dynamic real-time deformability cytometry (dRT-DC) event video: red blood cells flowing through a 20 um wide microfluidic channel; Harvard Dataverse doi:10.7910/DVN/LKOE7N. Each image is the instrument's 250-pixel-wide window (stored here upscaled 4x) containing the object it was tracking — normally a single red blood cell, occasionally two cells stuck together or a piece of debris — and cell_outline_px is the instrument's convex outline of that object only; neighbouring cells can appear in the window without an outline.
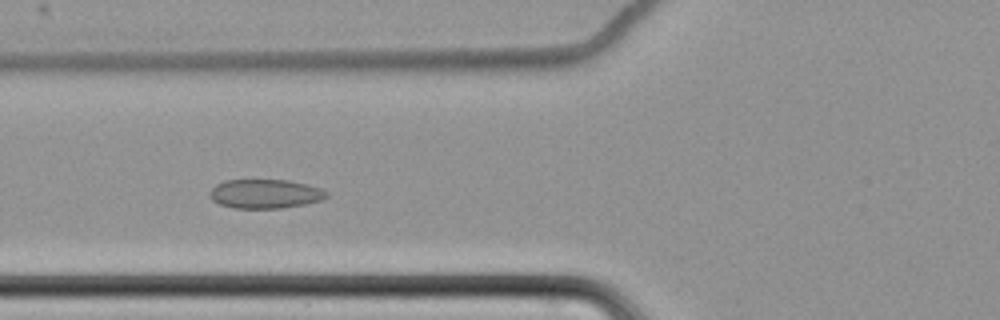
{"species": "common noctule bat (a hibernating species)", "species_latin": "Nyctalus noctula", "temperature_condition": "cold", "stored_images_in_passage": 59, "camera_frame_rate_fps": 3000, "um_per_image_px": 0.085, "animal": {"sex": "female", "body_mass_g": 22.7, "forearm_length_mm": 54.2}, "frame": {"image": 1, "passage_image": 23, "time_ms": 7.333, "image_size_px": [1000, 320], "cell_outline_px": [[328, 196], [320, 200], [304, 204], [280, 208], [232, 208], [220, 204], [212, 200], [208, 196], [208, 192], [216, 184], [224, 180], [288, 180], [308, 184], [320, 188], [328, 192]], "centroid_in_image_um": [22.5, 16.47], "position_along_channel_um": 103.3, "area_um2": 19.88}}
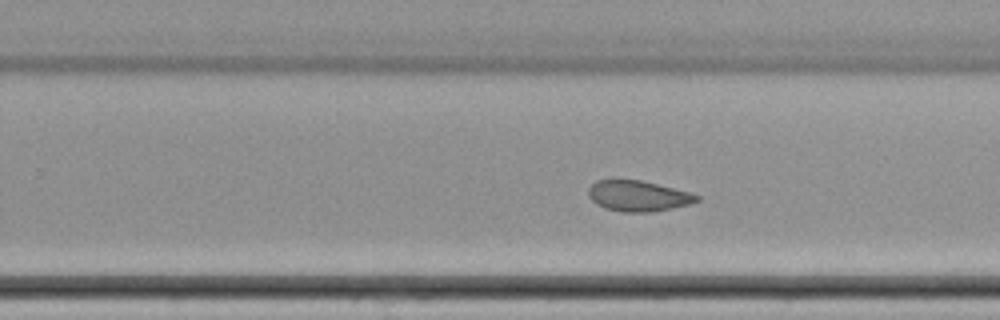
{"frame": {"image": 2, "passage_image": 38, "time_ms": 12.333, "image_size_px": [1000, 320], "cell_outline_px": [[700, 200], [688, 204], [672, 208], [652, 212], [620, 212], [604, 208], [596, 204], [588, 196], [588, 188], [596, 180], [640, 180], [688, 192], [700, 196]], "centroid_in_image_um": [54.2, 16.67], "position_along_channel_um": 275.6, "area_um2": 19.25}}
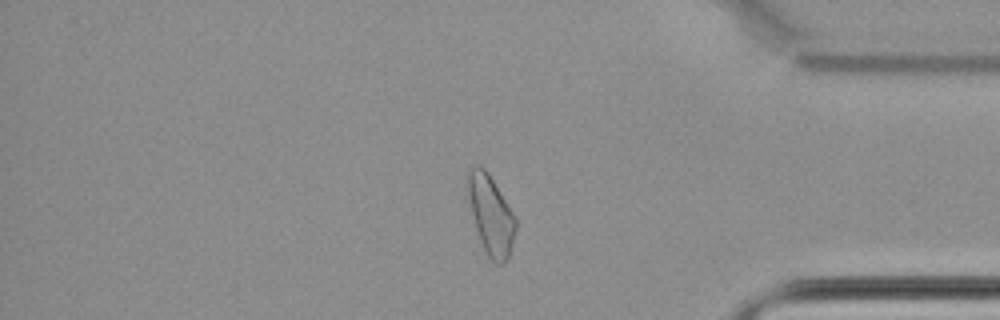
{"frame": {"image": 3, "passage_image": 50, "time_ms": 16.333, "image_size_px": [1000, 320], "cell_outline_px": [[516, 228], [512, 244], [508, 256], [500, 264], [496, 264], [488, 256], [480, 240], [476, 228], [472, 212], [468, 192], [468, 172], [476, 164], [480, 164], [488, 172], [516, 216]], "centroid_in_image_um": [41.74, 18.24], "position_along_channel_um": 393.5, "area_um2": 21.62}, "authors_computed_cell_mechanics": {"area_um2": 21.6172, "velocity_mm_per_s": 3.4502, "shape_relaxation_time_tau1_ms": null, "shape_relaxation_time_tau2_ms": 2.4561, "deformation_change_tau1": null, "deformation_change_tau2": 0.0669}}